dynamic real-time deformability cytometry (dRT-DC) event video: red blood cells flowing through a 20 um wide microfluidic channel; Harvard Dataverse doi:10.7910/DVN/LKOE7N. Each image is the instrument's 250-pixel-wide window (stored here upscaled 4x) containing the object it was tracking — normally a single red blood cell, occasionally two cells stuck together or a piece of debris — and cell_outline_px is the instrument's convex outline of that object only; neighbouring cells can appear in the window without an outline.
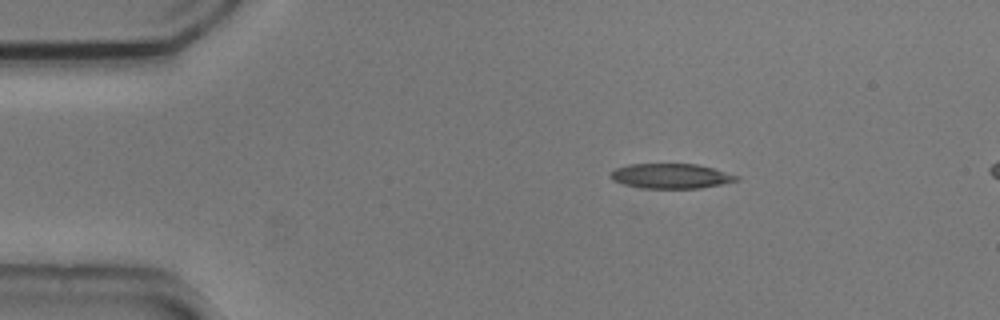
{"species": "common noctule bat (a hibernating species)", "species_latin": "Nyctalus noctula", "temperature_condition": "cold", "stored_images_in_passage": 47, "segment_of_instrument_passage": [1, 2], "camera_frame_rate_fps": 3000, "um_per_image_px": 0.085, "animal": {"sex": "male", "body_mass_g": 20.5, "forearm_length_mm": 52.5}, "frame": {"image": 1, "passage_image": 1, "time_ms": 0.0, "image_size_px": [1000, 320], "cell_outline_px": [[740, 180], [700, 188], [644, 188], [624, 184], [612, 180], [608, 176], [608, 172], [616, 168], [628, 164], [696, 164], [712, 168], [740, 176]], "centroid_in_image_um": [56.99, 14.96], "position_along_channel_um": 28.0, "area_um2": 18.26}}
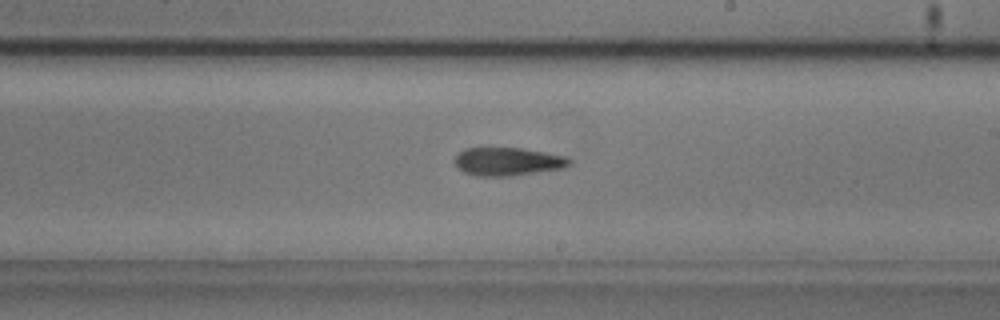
{"frame": {"image": 2, "passage_image": 23, "time_ms": 7.333, "image_size_px": [1000, 320], "cell_outline_px": [[572, 164], [560, 168], [512, 176], [476, 176], [464, 172], [456, 164], [456, 156], [464, 148], [524, 148], [564, 156], [572, 160]], "centroid_in_image_um": [43.17, 13.73], "position_along_channel_um": 245.8, "area_um2": 18.61}}
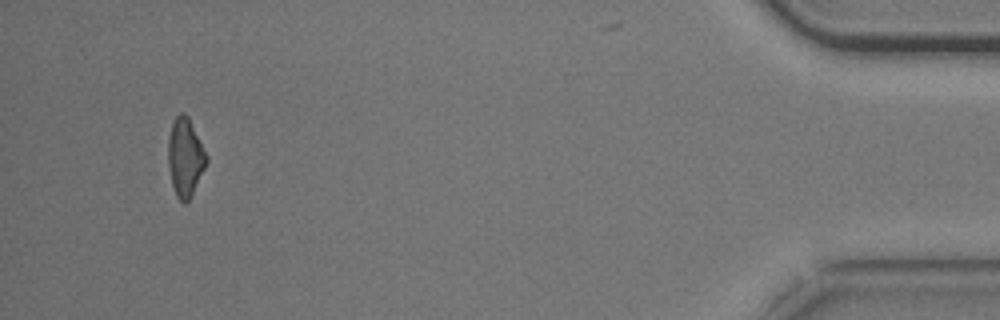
{"frame": {"image": 3, "passage_image": 43, "time_ms": 14.0, "image_size_px": [1000, 320], "cell_outline_px": [[208, 160], [192, 196], [184, 204], [176, 196], [172, 184], [168, 164], [168, 140], [172, 124], [176, 116], [180, 112], [184, 112], [188, 116], [208, 156]], "centroid_in_image_um": [15.75, 13.37], "position_along_channel_um": 419.5, "area_um2": 17.46}}